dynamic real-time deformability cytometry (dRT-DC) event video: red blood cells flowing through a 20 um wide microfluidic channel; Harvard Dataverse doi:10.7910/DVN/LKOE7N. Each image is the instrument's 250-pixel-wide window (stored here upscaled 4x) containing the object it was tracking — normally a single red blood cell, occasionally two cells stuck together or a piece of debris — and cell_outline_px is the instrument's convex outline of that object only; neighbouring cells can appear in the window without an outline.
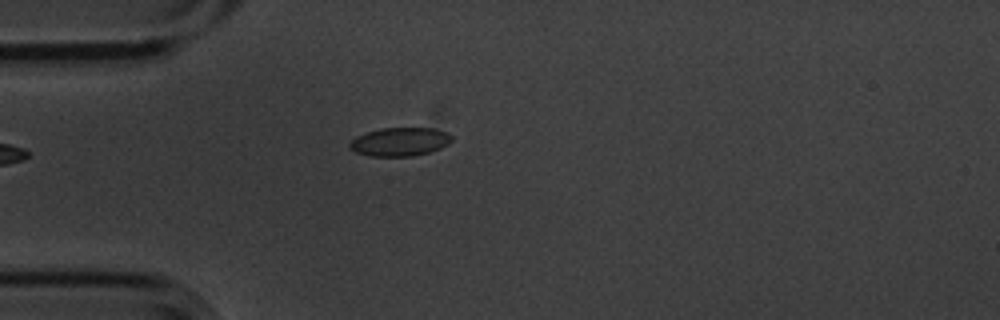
{"species": "common noctule bat (a hibernating species)", "species_latin": "Nyctalus noctula", "temperature_condition": "cold", "stored_images_in_passage": 3, "camera_frame_rate_fps": 3000, "um_per_image_px": 0.085, "animal": {"sex": "male", "body_mass_g": 20.1, "forearm_length_mm": 53.5}, "frame": {"image": 1, "passage_image": 3, "time_ms": 0.667, "image_size_px": [1000, 320], "cell_outline_px": [[452, 140], [448, 144], [440, 148], [428, 152], [412, 156], [368, 156], [356, 152], [348, 148], [348, 144], [356, 136], [380, 128], [432, 128], [444, 132], [452, 136]], "centroid_in_image_um": [33.95, 12.05], "position_along_channel_um": 51.1, "area_um2": 16.88}}